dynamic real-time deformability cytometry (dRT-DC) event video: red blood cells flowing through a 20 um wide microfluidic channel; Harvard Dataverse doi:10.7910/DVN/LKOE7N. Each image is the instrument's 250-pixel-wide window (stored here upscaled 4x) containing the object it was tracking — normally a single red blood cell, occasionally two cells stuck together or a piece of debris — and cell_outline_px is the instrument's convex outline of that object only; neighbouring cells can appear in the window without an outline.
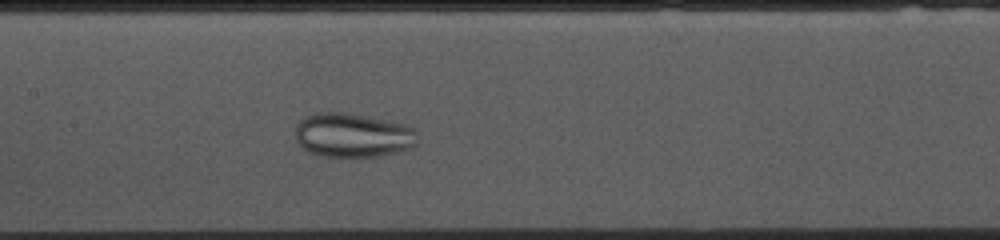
{"species": "common noctule bat (a hibernating species)", "species_latin": "Nyctalus noctula", "temperature_condition": "cold", "stored_images_in_passage": 45, "camera_frame_rate_fps": 3000, "um_per_image_px": 0.085, "animal": {"sex": "female", "body_mass_g": 10.0, "forearm_length_mm": 53.1}, "frame": {"image": 1, "passage_image": 23, "time_ms": 7.333, "image_size_px": [1000, 240], "cell_outline_px": [[416, 144], [412, 148], [396, 152], [376, 156], [320, 156], [308, 152], [296, 140], [296, 124], [304, 116], [316, 112], [344, 112], [368, 116], [404, 124], [412, 128], [416, 132]], "centroid_in_image_um": [29.95, 11.48], "position_along_channel_um": 177.4, "area_um2": 31.44}}
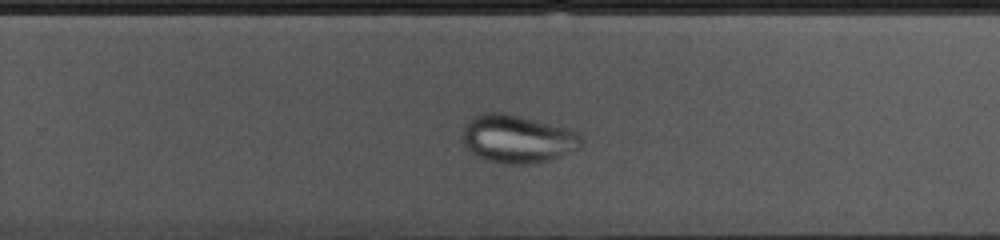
{"frame": {"image": 2, "passage_image": 32, "time_ms": 10.333, "image_size_px": [1000, 240], "cell_outline_px": [[584, 144], [580, 148], [560, 156], [548, 160], [524, 164], [512, 164], [488, 160], [472, 152], [464, 144], [464, 124], [468, 120], [484, 112], [504, 112], [572, 128], [584, 140]], "centroid_in_image_um": [44.05, 11.77], "position_along_channel_um": 285.8, "area_um2": 33.18}}
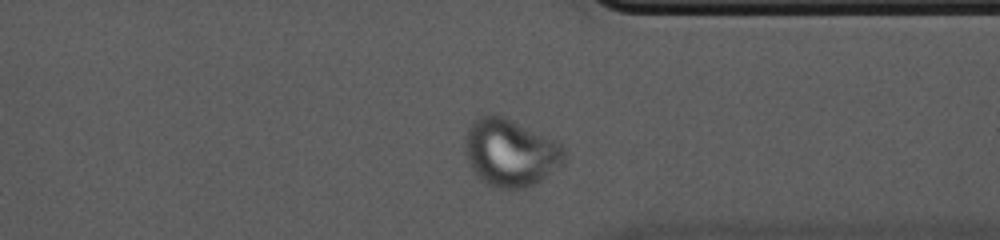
{"frame": {"image": 3, "passage_image": 39, "time_ms": 12.667, "image_size_px": [1000, 240], "cell_outline_px": [[564, 160], [560, 164], [540, 180], [524, 188], [508, 192], [496, 188], [488, 184], [472, 168], [468, 160], [464, 148], [464, 140], [468, 128], [480, 116], [504, 116], [560, 144], [564, 148]], "centroid_in_image_um": [43.35, 13.01], "position_along_channel_um": 368.1, "area_um2": 38.15}}